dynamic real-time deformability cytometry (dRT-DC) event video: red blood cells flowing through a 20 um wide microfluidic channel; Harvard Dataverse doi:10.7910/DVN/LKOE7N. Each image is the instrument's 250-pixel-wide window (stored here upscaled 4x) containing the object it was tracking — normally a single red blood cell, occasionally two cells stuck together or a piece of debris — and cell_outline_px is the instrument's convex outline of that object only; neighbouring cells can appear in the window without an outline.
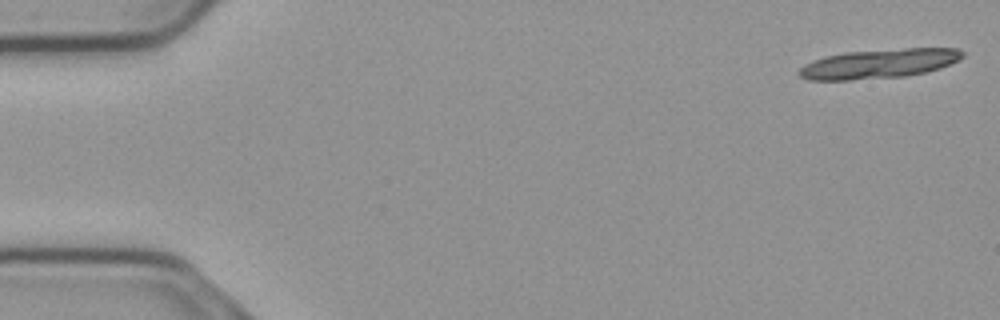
{"species": "common noctule bat (a hibernating species)", "species_latin": "Nyctalus noctula", "temperature_condition": "cold", "stored_images_in_passage": 12, "camera_frame_rate_fps": 3000, "um_per_image_px": 0.085, "animal": {"sex": "male", "body_mass_g": 23.1, "forearm_length_mm": 52.7}, "frame": {"image": 1, "passage_image": 1, "time_ms": 0.0, "image_size_px": [1000, 320], "cell_outline_px": [[964, 56], [960, 60], [940, 68], [928, 72], [904, 76], [848, 80], [808, 80], [800, 76], [796, 72], [804, 64], [812, 60], [824, 56], [844, 52], [904, 48], [956, 48], [964, 52]], "centroid_in_image_um": [74.7, 5.41], "position_along_channel_um": 10.3, "area_um2": 28.21}}